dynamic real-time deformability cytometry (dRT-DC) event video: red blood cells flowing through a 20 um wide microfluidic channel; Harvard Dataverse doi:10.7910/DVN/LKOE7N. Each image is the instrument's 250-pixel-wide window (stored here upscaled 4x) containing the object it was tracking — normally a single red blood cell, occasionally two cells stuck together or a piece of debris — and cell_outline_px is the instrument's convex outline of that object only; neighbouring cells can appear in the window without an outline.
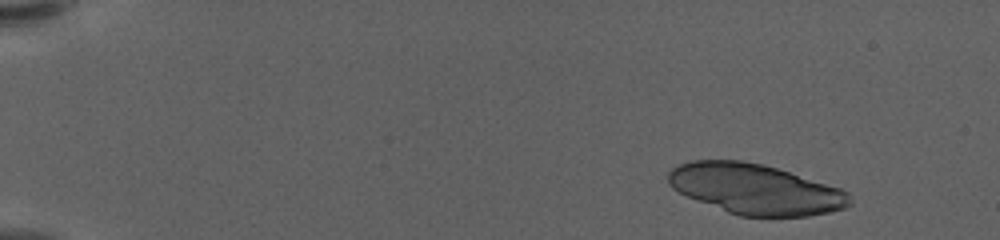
{"species": "human", "species_latin": "Homo sapiens", "temperature_condition": "warm", "stored_images_in_passage": 55, "segment_of_instrument_passage": [1, 2], "camera_frame_rate_fps": 3000, "um_per_image_px": 0.085, "donor": {"sex": "female"}, "frame": {"image": 1, "passage_image": 4, "time_ms": 1.0, "image_size_px": [1000, 240], "cell_outline_px": [[852, 204], [844, 208], [828, 212], [808, 216], [740, 216], [728, 212], [688, 196], [672, 188], [668, 184], [668, 172], [672, 168], [680, 164], [692, 160], [740, 160], [760, 164], [776, 168], [840, 188], [848, 192], [852, 196]], "centroid_in_image_um": [64.21, 16.07], "position_along_channel_um": 20.8, "area_um2": 52.77}}
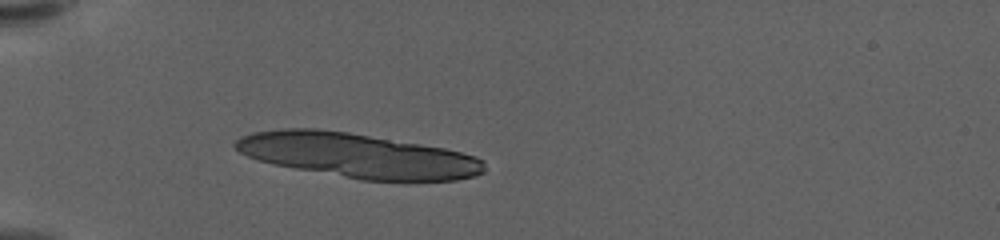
{"frame": {"image": 2, "passage_image": 16, "time_ms": 5.0, "image_size_px": [1000, 240], "cell_outline_px": [[484, 172], [476, 176], [456, 180], [360, 180], [272, 164], [256, 160], [240, 152], [232, 144], [240, 136], [252, 132], [280, 128], [316, 128], [348, 132], [444, 148], [476, 156], [484, 160]], "centroid_in_image_um": [30.36, 13.21], "position_along_channel_um": 54.6, "area_um2": 64.56}}